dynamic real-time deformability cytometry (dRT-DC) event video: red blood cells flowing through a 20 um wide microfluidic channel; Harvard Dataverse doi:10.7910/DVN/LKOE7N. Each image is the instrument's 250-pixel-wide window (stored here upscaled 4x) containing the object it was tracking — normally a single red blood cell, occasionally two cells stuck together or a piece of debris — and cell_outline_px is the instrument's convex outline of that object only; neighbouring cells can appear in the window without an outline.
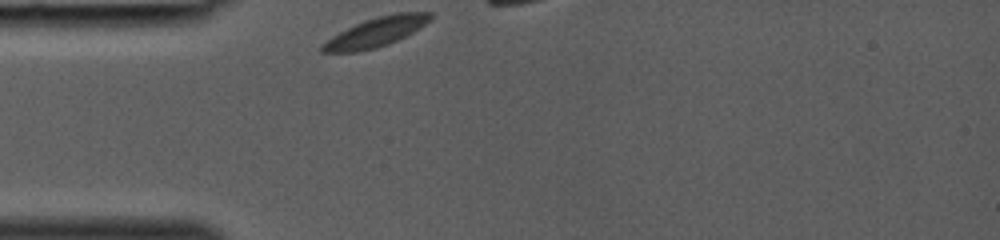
{"species": "common noctule bat (a hibernating species)", "species_latin": "Nyctalus noctula", "temperature_condition": "room temperature", "stored_images_in_passage": 8, "camera_frame_rate_fps": 3000, "um_per_image_px": 0.085, "animal": {"sex": "female", "body_mass_g": 19.0, "forearm_length_mm": 53.3}, "frame": {"image": 1, "passage_image": 1, "time_ms": 0.0, "image_size_px": [1000, 240], "cell_outline_px": [[432, 20], [420, 28], [388, 44], [376, 48], [356, 52], [320, 52], [320, 44], [332, 36], [356, 24], [376, 16], [396, 12], [432, 12]], "centroid_in_image_um": [31.96, 2.72], "position_along_channel_um": 53.0, "area_um2": 18.44}}
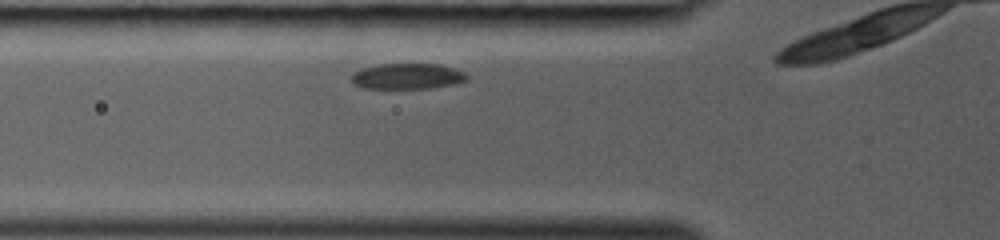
{"frame": {"image": 2, "passage_image": 4, "time_ms": 1.0, "image_size_px": [1000, 240], "cell_outline_px": [[468, 80], [452, 84], [432, 88], [364, 88], [356, 84], [352, 80], [352, 76], [356, 72], [364, 68], [380, 64], [440, 64], [464, 72], [468, 76]], "centroid_in_image_um": [34.68, 6.48], "position_along_channel_um": 91.1, "area_um2": 16.99}}
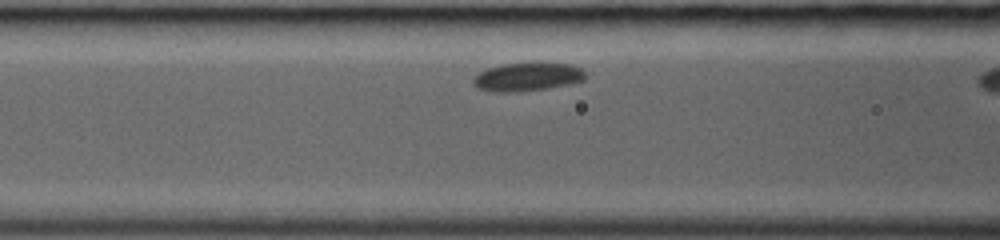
{"frame": {"image": 3, "passage_image": 6, "time_ms": 1.667, "image_size_px": [1000, 240], "cell_outline_px": [[584, 80], [568, 84], [548, 88], [520, 92], [496, 92], [480, 88], [472, 80], [480, 72], [488, 68], [500, 64], [536, 60], [572, 64], [580, 68], [584, 72]], "centroid_in_image_um": [44.87, 6.48], "position_along_channel_um": 121.7, "area_um2": 19.07}}